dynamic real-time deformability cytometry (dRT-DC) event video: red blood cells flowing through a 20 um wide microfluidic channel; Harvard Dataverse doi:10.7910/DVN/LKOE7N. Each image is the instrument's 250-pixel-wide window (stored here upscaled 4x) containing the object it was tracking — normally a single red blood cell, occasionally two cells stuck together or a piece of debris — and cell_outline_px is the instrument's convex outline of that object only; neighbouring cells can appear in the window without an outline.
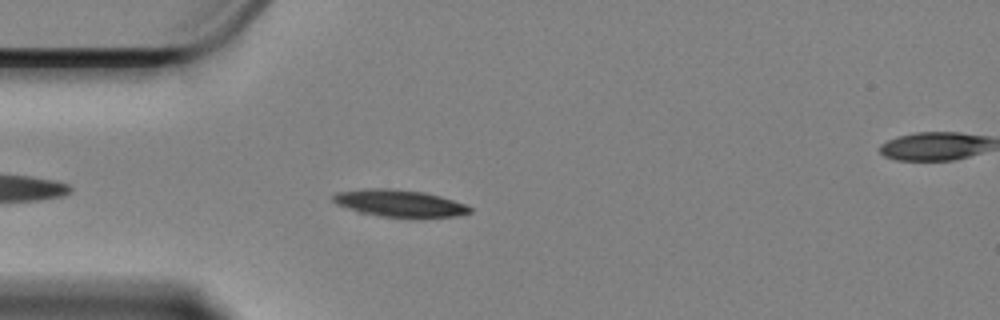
{"species": "Egyptian fruit bat (a non-hibernating species)", "species_latin": "Rousettus aegyptiacus", "temperature_condition": "cold", "stored_images_in_passage": 49, "camera_frame_rate_fps": 3000, "um_per_image_px": 0.085, "animal": {"sex": "female"}, "frame": {"image": 1, "passage_image": 5, "time_ms": 1.333, "image_size_px": [1000, 320], "cell_outline_px": [[472, 212], [456, 216], [416, 220], [380, 216], [356, 212], [336, 204], [332, 200], [332, 196], [336, 192], [364, 188], [392, 188], [424, 192], [440, 196], [468, 204], [472, 208]], "centroid_in_image_um": [33.99, 17.31], "position_along_channel_um": 51.0, "area_um2": 22.6}}
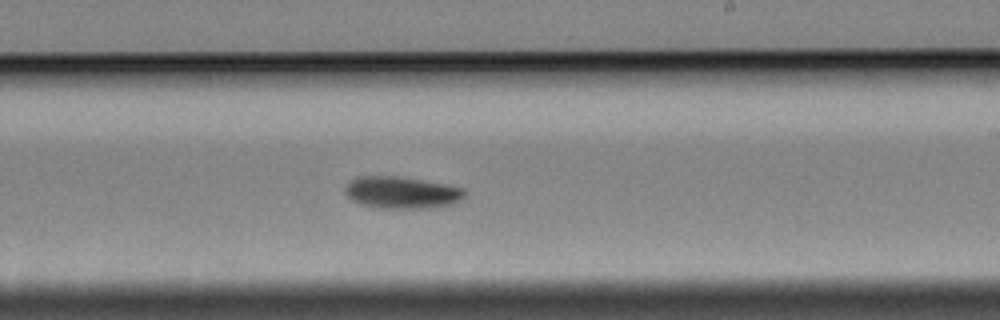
{"frame": {"image": 2, "passage_image": 24, "time_ms": 7.667, "image_size_px": [1000, 320], "cell_outline_px": [[468, 192], [460, 200], [452, 204], [436, 208], [376, 208], [360, 204], [352, 200], [344, 192], [344, 188], [356, 176], [400, 176], [448, 184], [464, 188]], "centroid_in_image_um": [34.18, 16.36], "position_along_channel_um": 254.8, "area_um2": 22.66}}
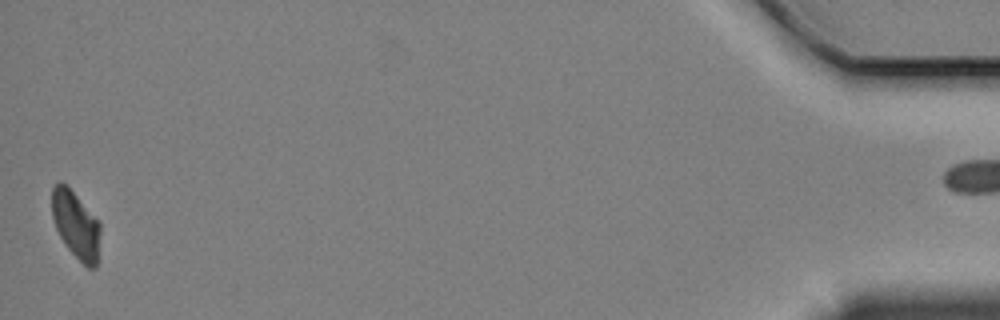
{"frame": {"image": 3, "passage_image": 48, "time_ms": 15.667, "image_size_px": [1000, 320], "cell_outline_px": [[100, 232], [96, 268], [88, 268], [64, 244], [56, 228], [52, 216], [52, 188], [60, 180], [100, 220]], "centroid_in_image_um": [6.46, 19.11], "position_along_channel_um": 428.7, "area_um2": 18.73}}